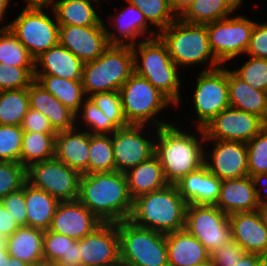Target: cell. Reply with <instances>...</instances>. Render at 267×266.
I'll list each match as a JSON object with an SVG mask.
<instances>
[{
	"label": "cell",
	"mask_w": 267,
	"mask_h": 266,
	"mask_svg": "<svg viewBox=\"0 0 267 266\" xmlns=\"http://www.w3.org/2000/svg\"><path fill=\"white\" fill-rule=\"evenodd\" d=\"M78 200L102 222L129 220L133 209L126 175L118 171L82 174Z\"/></svg>",
	"instance_id": "6da1fadb"
},
{
	"label": "cell",
	"mask_w": 267,
	"mask_h": 266,
	"mask_svg": "<svg viewBox=\"0 0 267 266\" xmlns=\"http://www.w3.org/2000/svg\"><path fill=\"white\" fill-rule=\"evenodd\" d=\"M197 128L201 139L196 135L181 131L172 122L155 128V135L158 138L155 141V154L160 160L168 184L175 185L187 174L204 165L205 133L203 128Z\"/></svg>",
	"instance_id": "7a4b0ae2"
},
{
	"label": "cell",
	"mask_w": 267,
	"mask_h": 266,
	"mask_svg": "<svg viewBox=\"0 0 267 266\" xmlns=\"http://www.w3.org/2000/svg\"><path fill=\"white\" fill-rule=\"evenodd\" d=\"M187 202L176 185L145 193L133 199L129 220L136 226L163 234L185 229Z\"/></svg>",
	"instance_id": "3957f363"
},
{
	"label": "cell",
	"mask_w": 267,
	"mask_h": 266,
	"mask_svg": "<svg viewBox=\"0 0 267 266\" xmlns=\"http://www.w3.org/2000/svg\"><path fill=\"white\" fill-rule=\"evenodd\" d=\"M134 72L148 80L164 94L175 106H179L181 81L178 66L172 61L167 45L159 36L144 38L132 45ZM141 58V59H138ZM141 60V62H140Z\"/></svg>",
	"instance_id": "277c9868"
},
{
	"label": "cell",
	"mask_w": 267,
	"mask_h": 266,
	"mask_svg": "<svg viewBox=\"0 0 267 266\" xmlns=\"http://www.w3.org/2000/svg\"><path fill=\"white\" fill-rule=\"evenodd\" d=\"M158 36L167 45L169 55L178 67L206 61H210L208 71L222 66L210 49L206 24H191L177 18Z\"/></svg>",
	"instance_id": "5b68a950"
},
{
	"label": "cell",
	"mask_w": 267,
	"mask_h": 266,
	"mask_svg": "<svg viewBox=\"0 0 267 266\" xmlns=\"http://www.w3.org/2000/svg\"><path fill=\"white\" fill-rule=\"evenodd\" d=\"M133 73L132 46L110 45L101 56L84 63V93L88 97L98 92L119 91Z\"/></svg>",
	"instance_id": "8992f818"
},
{
	"label": "cell",
	"mask_w": 267,
	"mask_h": 266,
	"mask_svg": "<svg viewBox=\"0 0 267 266\" xmlns=\"http://www.w3.org/2000/svg\"><path fill=\"white\" fill-rule=\"evenodd\" d=\"M120 259L129 266H169L166 234L134 225L130 220L117 222Z\"/></svg>",
	"instance_id": "52a82bcc"
},
{
	"label": "cell",
	"mask_w": 267,
	"mask_h": 266,
	"mask_svg": "<svg viewBox=\"0 0 267 266\" xmlns=\"http://www.w3.org/2000/svg\"><path fill=\"white\" fill-rule=\"evenodd\" d=\"M119 93L128 124L147 125L149 121H152L155 128L171 124L155 117L172 102L148 80L135 72L122 85Z\"/></svg>",
	"instance_id": "ba28073f"
},
{
	"label": "cell",
	"mask_w": 267,
	"mask_h": 266,
	"mask_svg": "<svg viewBox=\"0 0 267 266\" xmlns=\"http://www.w3.org/2000/svg\"><path fill=\"white\" fill-rule=\"evenodd\" d=\"M1 28H9L34 59L59 43L56 15L53 19L43 8L24 7L14 21Z\"/></svg>",
	"instance_id": "9c48e42d"
},
{
	"label": "cell",
	"mask_w": 267,
	"mask_h": 266,
	"mask_svg": "<svg viewBox=\"0 0 267 266\" xmlns=\"http://www.w3.org/2000/svg\"><path fill=\"white\" fill-rule=\"evenodd\" d=\"M254 25V21L243 15L206 24L210 49L221 65L245 54Z\"/></svg>",
	"instance_id": "30bf717a"
},
{
	"label": "cell",
	"mask_w": 267,
	"mask_h": 266,
	"mask_svg": "<svg viewBox=\"0 0 267 266\" xmlns=\"http://www.w3.org/2000/svg\"><path fill=\"white\" fill-rule=\"evenodd\" d=\"M81 175L56 158L33 163L27 168V182L59 202L78 200Z\"/></svg>",
	"instance_id": "8fae6325"
},
{
	"label": "cell",
	"mask_w": 267,
	"mask_h": 266,
	"mask_svg": "<svg viewBox=\"0 0 267 266\" xmlns=\"http://www.w3.org/2000/svg\"><path fill=\"white\" fill-rule=\"evenodd\" d=\"M193 95L197 126L204 128L215 116L230 106L228 68L225 65L198 73Z\"/></svg>",
	"instance_id": "7c38bea8"
},
{
	"label": "cell",
	"mask_w": 267,
	"mask_h": 266,
	"mask_svg": "<svg viewBox=\"0 0 267 266\" xmlns=\"http://www.w3.org/2000/svg\"><path fill=\"white\" fill-rule=\"evenodd\" d=\"M185 229L211 254L232 240L229 215L215 205H187Z\"/></svg>",
	"instance_id": "4fadbf2b"
},
{
	"label": "cell",
	"mask_w": 267,
	"mask_h": 266,
	"mask_svg": "<svg viewBox=\"0 0 267 266\" xmlns=\"http://www.w3.org/2000/svg\"><path fill=\"white\" fill-rule=\"evenodd\" d=\"M266 126L259 116L229 106L203 130L205 139L247 143Z\"/></svg>",
	"instance_id": "5bb4252c"
},
{
	"label": "cell",
	"mask_w": 267,
	"mask_h": 266,
	"mask_svg": "<svg viewBox=\"0 0 267 266\" xmlns=\"http://www.w3.org/2000/svg\"><path fill=\"white\" fill-rule=\"evenodd\" d=\"M145 126L129 124L111 134L115 171L126 173L155 154V141L142 135Z\"/></svg>",
	"instance_id": "9a60e30c"
},
{
	"label": "cell",
	"mask_w": 267,
	"mask_h": 266,
	"mask_svg": "<svg viewBox=\"0 0 267 266\" xmlns=\"http://www.w3.org/2000/svg\"><path fill=\"white\" fill-rule=\"evenodd\" d=\"M59 43L83 63L95 60L110 46L103 21L96 26L59 25Z\"/></svg>",
	"instance_id": "2e32d148"
},
{
	"label": "cell",
	"mask_w": 267,
	"mask_h": 266,
	"mask_svg": "<svg viewBox=\"0 0 267 266\" xmlns=\"http://www.w3.org/2000/svg\"><path fill=\"white\" fill-rule=\"evenodd\" d=\"M81 266H104L120 259L117 223L102 222L80 239Z\"/></svg>",
	"instance_id": "e0dca14e"
},
{
	"label": "cell",
	"mask_w": 267,
	"mask_h": 266,
	"mask_svg": "<svg viewBox=\"0 0 267 266\" xmlns=\"http://www.w3.org/2000/svg\"><path fill=\"white\" fill-rule=\"evenodd\" d=\"M214 145L211 156L205 155L204 165L221 180L241 178L249 175L248 150L245 142L205 139ZM211 158V159H210Z\"/></svg>",
	"instance_id": "ac0fdd59"
},
{
	"label": "cell",
	"mask_w": 267,
	"mask_h": 266,
	"mask_svg": "<svg viewBox=\"0 0 267 266\" xmlns=\"http://www.w3.org/2000/svg\"><path fill=\"white\" fill-rule=\"evenodd\" d=\"M101 223L79 200L64 201L57 205L49 230L78 241Z\"/></svg>",
	"instance_id": "d6986e66"
},
{
	"label": "cell",
	"mask_w": 267,
	"mask_h": 266,
	"mask_svg": "<svg viewBox=\"0 0 267 266\" xmlns=\"http://www.w3.org/2000/svg\"><path fill=\"white\" fill-rule=\"evenodd\" d=\"M215 206L227 215L256 211L259 206L256 179L247 175L222 180L220 195Z\"/></svg>",
	"instance_id": "ffe728a7"
},
{
	"label": "cell",
	"mask_w": 267,
	"mask_h": 266,
	"mask_svg": "<svg viewBox=\"0 0 267 266\" xmlns=\"http://www.w3.org/2000/svg\"><path fill=\"white\" fill-rule=\"evenodd\" d=\"M229 223L232 239L245 252L257 253L267 258V228L257 211L230 214Z\"/></svg>",
	"instance_id": "44dd1931"
},
{
	"label": "cell",
	"mask_w": 267,
	"mask_h": 266,
	"mask_svg": "<svg viewBox=\"0 0 267 266\" xmlns=\"http://www.w3.org/2000/svg\"><path fill=\"white\" fill-rule=\"evenodd\" d=\"M77 128L57 132L55 158L81 174H89L90 133Z\"/></svg>",
	"instance_id": "7402d4cb"
},
{
	"label": "cell",
	"mask_w": 267,
	"mask_h": 266,
	"mask_svg": "<svg viewBox=\"0 0 267 266\" xmlns=\"http://www.w3.org/2000/svg\"><path fill=\"white\" fill-rule=\"evenodd\" d=\"M222 180L203 165L190 172L175 185L188 205H216Z\"/></svg>",
	"instance_id": "603a6c76"
},
{
	"label": "cell",
	"mask_w": 267,
	"mask_h": 266,
	"mask_svg": "<svg viewBox=\"0 0 267 266\" xmlns=\"http://www.w3.org/2000/svg\"><path fill=\"white\" fill-rule=\"evenodd\" d=\"M34 64V75H52L67 80H82L84 63L60 43L41 53L34 59Z\"/></svg>",
	"instance_id": "cb8c5ba5"
},
{
	"label": "cell",
	"mask_w": 267,
	"mask_h": 266,
	"mask_svg": "<svg viewBox=\"0 0 267 266\" xmlns=\"http://www.w3.org/2000/svg\"><path fill=\"white\" fill-rule=\"evenodd\" d=\"M28 96L30 108L47 117L56 132L75 128L76 114L36 81L28 87Z\"/></svg>",
	"instance_id": "d4e9b609"
},
{
	"label": "cell",
	"mask_w": 267,
	"mask_h": 266,
	"mask_svg": "<svg viewBox=\"0 0 267 266\" xmlns=\"http://www.w3.org/2000/svg\"><path fill=\"white\" fill-rule=\"evenodd\" d=\"M115 32H110L107 28V40L110 45H134L143 34H150L148 39L155 38L159 32L148 29L149 24L144 14L136 7L128 2V6L120 13L113 15ZM122 39V40H121ZM126 42H124L125 40ZM136 41V42H135Z\"/></svg>",
	"instance_id": "484cf974"
},
{
	"label": "cell",
	"mask_w": 267,
	"mask_h": 266,
	"mask_svg": "<svg viewBox=\"0 0 267 266\" xmlns=\"http://www.w3.org/2000/svg\"><path fill=\"white\" fill-rule=\"evenodd\" d=\"M169 266H198L210 259L205 246L186 229L166 234Z\"/></svg>",
	"instance_id": "4316f807"
},
{
	"label": "cell",
	"mask_w": 267,
	"mask_h": 266,
	"mask_svg": "<svg viewBox=\"0 0 267 266\" xmlns=\"http://www.w3.org/2000/svg\"><path fill=\"white\" fill-rule=\"evenodd\" d=\"M128 192L132 199L165 188L168 183L156 154L141 162L126 173Z\"/></svg>",
	"instance_id": "83f0119b"
},
{
	"label": "cell",
	"mask_w": 267,
	"mask_h": 266,
	"mask_svg": "<svg viewBox=\"0 0 267 266\" xmlns=\"http://www.w3.org/2000/svg\"><path fill=\"white\" fill-rule=\"evenodd\" d=\"M230 106L259 116L267 124V92L256 90L228 70Z\"/></svg>",
	"instance_id": "f1b7e54d"
},
{
	"label": "cell",
	"mask_w": 267,
	"mask_h": 266,
	"mask_svg": "<svg viewBox=\"0 0 267 266\" xmlns=\"http://www.w3.org/2000/svg\"><path fill=\"white\" fill-rule=\"evenodd\" d=\"M44 231L22 226L6 238V249L11 257L35 264L43 261Z\"/></svg>",
	"instance_id": "f546056e"
},
{
	"label": "cell",
	"mask_w": 267,
	"mask_h": 266,
	"mask_svg": "<svg viewBox=\"0 0 267 266\" xmlns=\"http://www.w3.org/2000/svg\"><path fill=\"white\" fill-rule=\"evenodd\" d=\"M27 226L46 231L50 228L59 201L44 190L25 183Z\"/></svg>",
	"instance_id": "4dcf8cb0"
},
{
	"label": "cell",
	"mask_w": 267,
	"mask_h": 266,
	"mask_svg": "<svg viewBox=\"0 0 267 266\" xmlns=\"http://www.w3.org/2000/svg\"><path fill=\"white\" fill-rule=\"evenodd\" d=\"M99 3L100 0H93ZM92 0H56L52 13L59 25L96 26L103 20L95 11Z\"/></svg>",
	"instance_id": "1f68e13d"
},
{
	"label": "cell",
	"mask_w": 267,
	"mask_h": 266,
	"mask_svg": "<svg viewBox=\"0 0 267 266\" xmlns=\"http://www.w3.org/2000/svg\"><path fill=\"white\" fill-rule=\"evenodd\" d=\"M35 81L75 114L79 112L84 97L82 80H67L52 75H34Z\"/></svg>",
	"instance_id": "d6a6232c"
},
{
	"label": "cell",
	"mask_w": 267,
	"mask_h": 266,
	"mask_svg": "<svg viewBox=\"0 0 267 266\" xmlns=\"http://www.w3.org/2000/svg\"><path fill=\"white\" fill-rule=\"evenodd\" d=\"M59 260L71 266H81L80 240L55 233L49 229L43 234V261Z\"/></svg>",
	"instance_id": "836d02e7"
},
{
	"label": "cell",
	"mask_w": 267,
	"mask_h": 266,
	"mask_svg": "<svg viewBox=\"0 0 267 266\" xmlns=\"http://www.w3.org/2000/svg\"><path fill=\"white\" fill-rule=\"evenodd\" d=\"M56 134L24 132L20 164L28 168L31 164L55 158Z\"/></svg>",
	"instance_id": "e575fe53"
},
{
	"label": "cell",
	"mask_w": 267,
	"mask_h": 266,
	"mask_svg": "<svg viewBox=\"0 0 267 266\" xmlns=\"http://www.w3.org/2000/svg\"><path fill=\"white\" fill-rule=\"evenodd\" d=\"M29 108L28 88L0 91V125L21 126Z\"/></svg>",
	"instance_id": "d590c367"
},
{
	"label": "cell",
	"mask_w": 267,
	"mask_h": 266,
	"mask_svg": "<svg viewBox=\"0 0 267 266\" xmlns=\"http://www.w3.org/2000/svg\"><path fill=\"white\" fill-rule=\"evenodd\" d=\"M232 13L222 0H193L179 18L191 24H207L225 19Z\"/></svg>",
	"instance_id": "8d00e7d4"
},
{
	"label": "cell",
	"mask_w": 267,
	"mask_h": 266,
	"mask_svg": "<svg viewBox=\"0 0 267 266\" xmlns=\"http://www.w3.org/2000/svg\"><path fill=\"white\" fill-rule=\"evenodd\" d=\"M89 174L115 171L111 134H90Z\"/></svg>",
	"instance_id": "74e56055"
},
{
	"label": "cell",
	"mask_w": 267,
	"mask_h": 266,
	"mask_svg": "<svg viewBox=\"0 0 267 266\" xmlns=\"http://www.w3.org/2000/svg\"><path fill=\"white\" fill-rule=\"evenodd\" d=\"M0 62L17 67H35L34 58L9 28H0Z\"/></svg>",
	"instance_id": "f35d334b"
},
{
	"label": "cell",
	"mask_w": 267,
	"mask_h": 266,
	"mask_svg": "<svg viewBox=\"0 0 267 266\" xmlns=\"http://www.w3.org/2000/svg\"><path fill=\"white\" fill-rule=\"evenodd\" d=\"M136 6L145 16L149 25L157 26L161 32L173 23L177 17L172 12L169 0H125Z\"/></svg>",
	"instance_id": "ab89813d"
},
{
	"label": "cell",
	"mask_w": 267,
	"mask_h": 266,
	"mask_svg": "<svg viewBox=\"0 0 267 266\" xmlns=\"http://www.w3.org/2000/svg\"><path fill=\"white\" fill-rule=\"evenodd\" d=\"M80 111L82 112L76 113V119L81 115V120H84L87 126L85 131L90 134H112L120 128L114 121L106 117L103 111L93 104L88 97L83 101Z\"/></svg>",
	"instance_id": "60d3db41"
},
{
	"label": "cell",
	"mask_w": 267,
	"mask_h": 266,
	"mask_svg": "<svg viewBox=\"0 0 267 266\" xmlns=\"http://www.w3.org/2000/svg\"><path fill=\"white\" fill-rule=\"evenodd\" d=\"M249 176L258 179L267 175V126L246 143Z\"/></svg>",
	"instance_id": "b9f144b4"
},
{
	"label": "cell",
	"mask_w": 267,
	"mask_h": 266,
	"mask_svg": "<svg viewBox=\"0 0 267 266\" xmlns=\"http://www.w3.org/2000/svg\"><path fill=\"white\" fill-rule=\"evenodd\" d=\"M23 134L21 126L0 125V161L20 163Z\"/></svg>",
	"instance_id": "7bdbcfd3"
},
{
	"label": "cell",
	"mask_w": 267,
	"mask_h": 266,
	"mask_svg": "<svg viewBox=\"0 0 267 266\" xmlns=\"http://www.w3.org/2000/svg\"><path fill=\"white\" fill-rule=\"evenodd\" d=\"M34 69L0 62V91L28 88L35 81Z\"/></svg>",
	"instance_id": "ee69618b"
},
{
	"label": "cell",
	"mask_w": 267,
	"mask_h": 266,
	"mask_svg": "<svg viewBox=\"0 0 267 266\" xmlns=\"http://www.w3.org/2000/svg\"><path fill=\"white\" fill-rule=\"evenodd\" d=\"M27 182V168L19 162L0 161V200L23 188Z\"/></svg>",
	"instance_id": "f6af8a7d"
},
{
	"label": "cell",
	"mask_w": 267,
	"mask_h": 266,
	"mask_svg": "<svg viewBox=\"0 0 267 266\" xmlns=\"http://www.w3.org/2000/svg\"><path fill=\"white\" fill-rule=\"evenodd\" d=\"M233 72L254 89L267 92V59L251 56Z\"/></svg>",
	"instance_id": "bcb514c9"
},
{
	"label": "cell",
	"mask_w": 267,
	"mask_h": 266,
	"mask_svg": "<svg viewBox=\"0 0 267 266\" xmlns=\"http://www.w3.org/2000/svg\"><path fill=\"white\" fill-rule=\"evenodd\" d=\"M88 98L120 128L129 125L123 113L119 91L98 92L88 96Z\"/></svg>",
	"instance_id": "7dc6e473"
},
{
	"label": "cell",
	"mask_w": 267,
	"mask_h": 266,
	"mask_svg": "<svg viewBox=\"0 0 267 266\" xmlns=\"http://www.w3.org/2000/svg\"><path fill=\"white\" fill-rule=\"evenodd\" d=\"M0 203L11 213L20 227L27 226L25 184L23 188L12 192L1 199Z\"/></svg>",
	"instance_id": "c3c4849f"
},
{
	"label": "cell",
	"mask_w": 267,
	"mask_h": 266,
	"mask_svg": "<svg viewBox=\"0 0 267 266\" xmlns=\"http://www.w3.org/2000/svg\"><path fill=\"white\" fill-rule=\"evenodd\" d=\"M244 253L243 248L232 239L211 253L210 259L215 266H234Z\"/></svg>",
	"instance_id": "681fc988"
},
{
	"label": "cell",
	"mask_w": 267,
	"mask_h": 266,
	"mask_svg": "<svg viewBox=\"0 0 267 266\" xmlns=\"http://www.w3.org/2000/svg\"><path fill=\"white\" fill-rule=\"evenodd\" d=\"M245 53L252 57L267 59V23L255 22Z\"/></svg>",
	"instance_id": "f907efd6"
},
{
	"label": "cell",
	"mask_w": 267,
	"mask_h": 266,
	"mask_svg": "<svg viewBox=\"0 0 267 266\" xmlns=\"http://www.w3.org/2000/svg\"><path fill=\"white\" fill-rule=\"evenodd\" d=\"M21 128L24 132L57 134V132L50 125L47 117L32 108H29L28 112L24 116Z\"/></svg>",
	"instance_id": "816d5d0a"
},
{
	"label": "cell",
	"mask_w": 267,
	"mask_h": 266,
	"mask_svg": "<svg viewBox=\"0 0 267 266\" xmlns=\"http://www.w3.org/2000/svg\"><path fill=\"white\" fill-rule=\"evenodd\" d=\"M20 228L11 213L0 203V236L9 237Z\"/></svg>",
	"instance_id": "f5cc1de1"
},
{
	"label": "cell",
	"mask_w": 267,
	"mask_h": 266,
	"mask_svg": "<svg viewBox=\"0 0 267 266\" xmlns=\"http://www.w3.org/2000/svg\"><path fill=\"white\" fill-rule=\"evenodd\" d=\"M234 266H267V258L257 253L245 252Z\"/></svg>",
	"instance_id": "db71d44e"
},
{
	"label": "cell",
	"mask_w": 267,
	"mask_h": 266,
	"mask_svg": "<svg viewBox=\"0 0 267 266\" xmlns=\"http://www.w3.org/2000/svg\"><path fill=\"white\" fill-rule=\"evenodd\" d=\"M172 12L179 18L191 5L193 0H169Z\"/></svg>",
	"instance_id": "11a10c76"
},
{
	"label": "cell",
	"mask_w": 267,
	"mask_h": 266,
	"mask_svg": "<svg viewBox=\"0 0 267 266\" xmlns=\"http://www.w3.org/2000/svg\"><path fill=\"white\" fill-rule=\"evenodd\" d=\"M261 186L262 188L263 187L265 188L264 191L267 193V176H262L256 179L257 200H258L259 205L267 203V194L266 193L265 195L262 194L260 190ZM262 196L265 197V200Z\"/></svg>",
	"instance_id": "9f6ffc18"
},
{
	"label": "cell",
	"mask_w": 267,
	"mask_h": 266,
	"mask_svg": "<svg viewBox=\"0 0 267 266\" xmlns=\"http://www.w3.org/2000/svg\"><path fill=\"white\" fill-rule=\"evenodd\" d=\"M27 2L25 8H49L52 10L54 0H25Z\"/></svg>",
	"instance_id": "6f0895ef"
},
{
	"label": "cell",
	"mask_w": 267,
	"mask_h": 266,
	"mask_svg": "<svg viewBox=\"0 0 267 266\" xmlns=\"http://www.w3.org/2000/svg\"><path fill=\"white\" fill-rule=\"evenodd\" d=\"M256 211L258 212L263 225L267 228V203L259 205Z\"/></svg>",
	"instance_id": "680465c9"
},
{
	"label": "cell",
	"mask_w": 267,
	"mask_h": 266,
	"mask_svg": "<svg viewBox=\"0 0 267 266\" xmlns=\"http://www.w3.org/2000/svg\"><path fill=\"white\" fill-rule=\"evenodd\" d=\"M225 5L232 11L234 12L235 10H237V8H239V6H241L242 1L244 0H222Z\"/></svg>",
	"instance_id": "91938a15"
},
{
	"label": "cell",
	"mask_w": 267,
	"mask_h": 266,
	"mask_svg": "<svg viewBox=\"0 0 267 266\" xmlns=\"http://www.w3.org/2000/svg\"><path fill=\"white\" fill-rule=\"evenodd\" d=\"M9 2L10 0H0V24H2L1 21L4 19Z\"/></svg>",
	"instance_id": "94428289"
},
{
	"label": "cell",
	"mask_w": 267,
	"mask_h": 266,
	"mask_svg": "<svg viewBox=\"0 0 267 266\" xmlns=\"http://www.w3.org/2000/svg\"><path fill=\"white\" fill-rule=\"evenodd\" d=\"M8 266H31V264L10 256Z\"/></svg>",
	"instance_id": "6125c7cd"
},
{
	"label": "cell",
	"mask_w": 267,
	"mask_h": 266,
	"mask_svg": "<svg viewBox=\"0 0 267 266\" xmlns=\"http://www.w3.org/2000/svg\"><path fill=\"white\" fill-rule=\"evenodd\" d=\"M9 259L10 255L7 250L3 253H0V266H8Z\"/></svg>",
	"instance_id": "be15d7a7"
},
{
	"label": "cell",
	"mask_w": 267,
	"mask_h": 266,
	"mask_svg": "<svg viewBox=\"0 0 267 266\" xmlns=\"http://www.w3.org/2000/svg\"><path fill=\"white\" fill-rule=\"evenodd\" d=\"M6 250V237L0 236V253L5 252Z\"/></svg>",
	"instance_id": "e7e4bbea"
},
{
	"label": "cell",
	"mask_w": 267,
	"mask_h": 266,
	"mask_svg": "<svg viewBox=\"0 0 267 266\" xmlns=\"http://www.w3.org/2000/svg\"><path fill=\"white\" fill-rule=\"evenodd\" d=\"M104 266H129L127 263H124L121 259H119L118 261L108 264V265H104Z\"/></svg>",
	"instance_id": "03108f58"
},
{
	"label": "cell",
	"mask_w": 267,
	"mask_h": 266,
	"mask_svg": "<svg viewBox=\"0 0 267 266\" xmlns=\"http://www.w3.org/2000/svg\"><path fill=\"white\" fill-rule=\"evenodd\" d=\"M51 266H71V265L63 263L59 260H54V261H51Z\"/></svg>",
	"instance_id": "003e7915"
},
{
	"label": "cell",
	"mask_w": 267,
	"mask_h": 266,
	"mask_svg": "<svg viewBox=\"0 0 267 266\" xmlns=\"http://www.w3.org/2000/svg\"><path fill=\"white\" fill-rule=\"evenodd\" d=\"M31 266H51V262H48V261H41V262L32 264Z\"/></svg>",
	"instance_id": "a7ac6f4b"
},
{
	"label": "cell",
	"mask_w": 267,
	"mask_h": 266,
	"mask_svg": "<svg viewBox=\"0 0 267 266\" xmlns=\"http://www.w3.org/2000/svg\"><path fill=\"white\" fill-rule=\"evenodd\" d=\"M198 266H215V265H214V262L211 259H209L206 262H203Z\"/></svg>",
	"instance_id": "89a4df30"
}]
</instances>
